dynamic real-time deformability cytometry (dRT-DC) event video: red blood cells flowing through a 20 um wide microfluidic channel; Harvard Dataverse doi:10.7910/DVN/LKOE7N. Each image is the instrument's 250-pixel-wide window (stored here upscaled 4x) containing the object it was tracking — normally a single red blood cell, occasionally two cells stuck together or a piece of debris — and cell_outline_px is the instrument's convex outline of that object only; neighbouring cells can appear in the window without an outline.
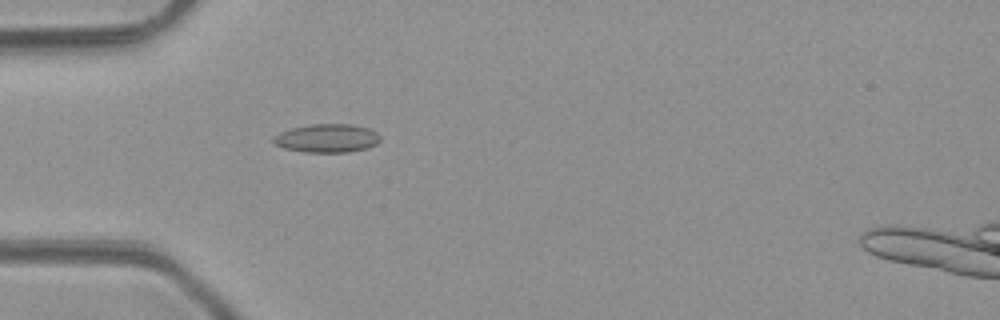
{"species": "common noctule bat (a hibernating species)", "species_latin": "Nyctalus noctula", "temperature_condition": "room temperature", "stored_images_in_passage": 3, "camera_frame_rate_fps": 3000, "um_per_image_px": 0.085, "animal": {"sex": "male", "body_mass_g": 23.1, "forearm_length_mm": 52.7}, "frame": {"image": 1, "passage_image": 3, "time_ms": 2.333, "image_size_px": [1000, 320], "cell_outline_px": [[380, 140], [376, 144], [368, 148], [348, 152], [304, 152], [284, 148], [272, 144], [272, 136], [280, 132], [292, 128], [312, 124], [352, 124], [368, 128], [376, 132], [380, 136]], "centroid_in_image_um": [27.77, 11.75], "position_along_channel_um": 57.2, "area_um2": 17.86}}